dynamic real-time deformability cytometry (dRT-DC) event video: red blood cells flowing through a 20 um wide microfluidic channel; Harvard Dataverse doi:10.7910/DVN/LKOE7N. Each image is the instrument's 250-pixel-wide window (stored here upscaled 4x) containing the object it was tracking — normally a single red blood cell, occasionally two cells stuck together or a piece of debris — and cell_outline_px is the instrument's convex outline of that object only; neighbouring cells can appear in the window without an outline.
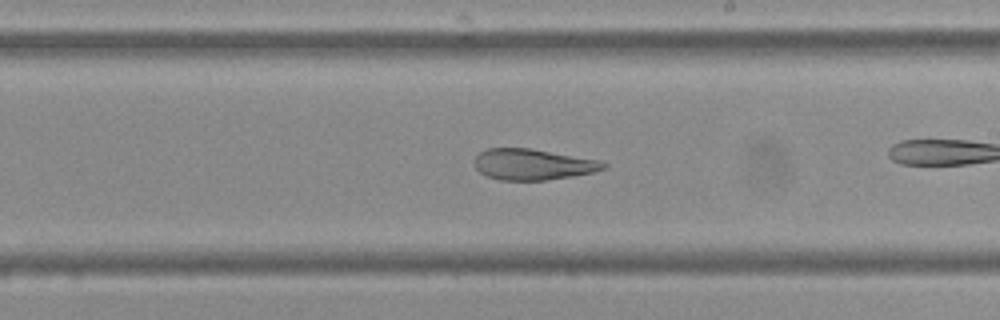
{"species": "Egyptian fruit bat (a non-hibernating species)", "species_latin": "Rousettus aegyptiacus", "temperature_condition": "cold", "stored_images_in_passage": 42, "camera_frame_rate_fps": 3000, "um_per_image_px": 0.085, "frame": {"image": 1, "passage_image": 30, "time_ms": 9.667, "image_size_px": [1000, 320], "cell_outline_px": [[608, 168], [592, 172], [572, 176], [544, 180], [500, 180], [488, 176], [480, 172], [476, 168], [476, 156], [480, 152], [488, 148], [532, 148], [600, 160], [608, 164]], "centroid_in_image_um": [45.34, 13.96], "position_along_channel_um": 243.7, "area_um2": 23.24}}